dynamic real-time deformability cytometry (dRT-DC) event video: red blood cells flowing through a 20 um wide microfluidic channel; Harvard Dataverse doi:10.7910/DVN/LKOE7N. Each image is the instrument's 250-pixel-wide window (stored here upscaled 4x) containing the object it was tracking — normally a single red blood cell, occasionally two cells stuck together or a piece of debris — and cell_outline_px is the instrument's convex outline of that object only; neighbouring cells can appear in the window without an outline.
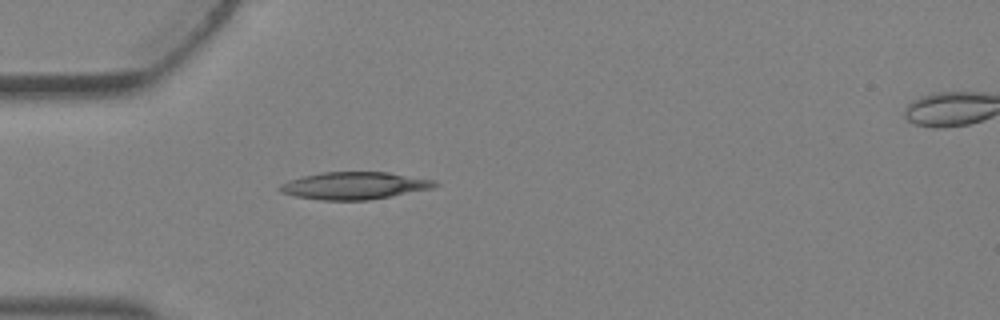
{"species": "Egyptian fruit bat (a non-hibernating species)", "species_latin": "Rousettus aegyptiacus", "temperature_condition": "warm", "stored_images_in_passage": 4, "camera_frame_rate_fps": 3000, "um_per_image_px": 0.085, "animal": {"sex": "female"}, "frame": {"image": 1, "passage_image": 3, "time_ms": 0.667, "image_size_px": [1000, 320], "cell_outline_px": [[440, 184], [432, 188], [368, 200], [320, 200], [296, 196], [280, 192], [276, 188], [280, 184], [288, 180], [320, 172], [388, 172], [436, 180]], "centroid_in_image_um": [30.09, 15.77], "position_along_channel_um": 54.9, "area_um2": 24.68}}